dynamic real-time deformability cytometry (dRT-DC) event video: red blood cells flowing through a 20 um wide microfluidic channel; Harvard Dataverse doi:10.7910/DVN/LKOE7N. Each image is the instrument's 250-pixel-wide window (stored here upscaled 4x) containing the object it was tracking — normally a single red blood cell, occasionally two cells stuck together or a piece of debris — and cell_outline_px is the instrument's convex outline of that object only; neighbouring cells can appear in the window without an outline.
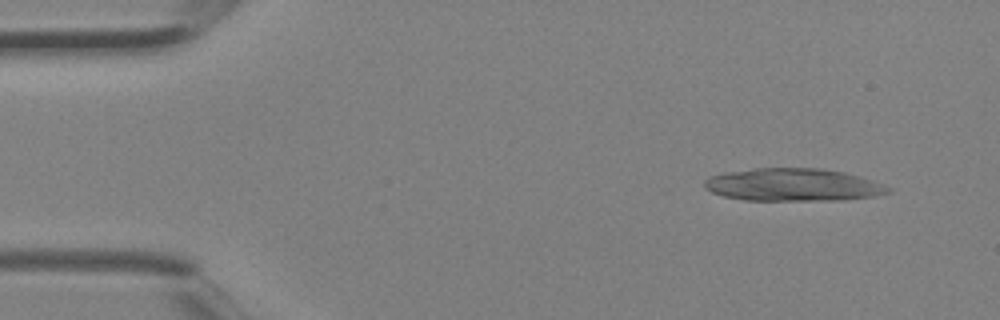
{"species": "Egyptian fruit bat (a non-hibernating species)", "species_latin": "Rousettus aegyptiacus", "temperature_condition": "room temperature", "stored_images_in_passage": 3, "camera_frame_rate_fps": 3000, "um_per_image_px": 0.085, "animal": {"sex": "female"}, "frame": {"image": 1, "passage_image": 1, "time_ms": 0.0, "image_size_px": [1000, 320], "cell_outline_px": [[892, 192], [872, 196], [844, 200], [744, 200], [724, 196], [712, 192], [704, 188], [704, 180], [708, 176], [724, 172], [756, 168], [820, 168], [844, 172], [892, 188]], "centroid_in_image_um": [67.34, 15.71], "position_along_channel_um": 17.7, "area_um2": 34.85}}